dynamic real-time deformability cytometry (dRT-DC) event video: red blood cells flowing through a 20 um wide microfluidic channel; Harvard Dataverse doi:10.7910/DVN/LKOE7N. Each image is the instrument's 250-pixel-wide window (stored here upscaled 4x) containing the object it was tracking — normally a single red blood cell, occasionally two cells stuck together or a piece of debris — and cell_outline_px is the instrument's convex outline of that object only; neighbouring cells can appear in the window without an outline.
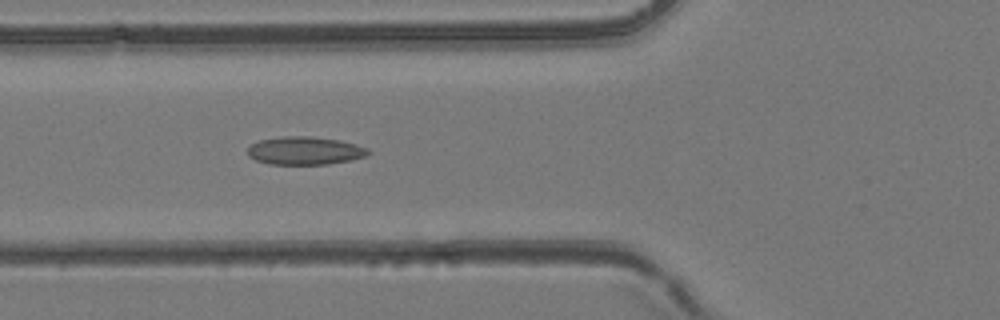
{"species": "common noctule bat (a hibernating species)", "species_latin": "Nyctalus noctula", "temperature_condition": "room temperature", "stored_images_in_passage": 47, "camera_frame_rate_fps": 3000, "um_per_image_px": 0.085, "animal": {"sex": "female", "body_mass_g": 24.6, "forearm_length_mm": 56.2}, "frame": {"image": 1, "passage_image": 17, "time_ms": 5.333, "image_size_px": [1000, 320], "cell_outline_px": [[372, 152], [368, 156], [328, 164], [268, 164], [256, 160], [248, 156], [248, 148], [252, 144], [260, 140], [284, 136], [312, 136], [340, 140], [356, 144], [368, 148]], "centroid_in_image_um": [25.94, 12.8], "position_along_channel_um": 99.9, "area_um2": 19.77}}
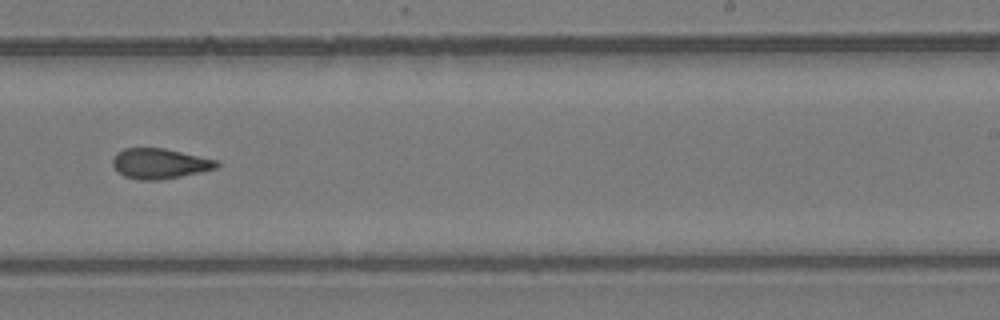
{"frame": {"image": 2, "passage_image": 29, "time_ms": 9.333, "image_size_px": [1000, 320], "cell_outline_px": [[220, 164], [216, 168], [200, 172], [180, 176], [156, 180], [140, 180], [124, 176], [112, 164], [112, 160], [116, 152], [124, 148], [164, 148], [216, 160]], "centroid_in_image_um": [13.55, 13.89], "position_along_channel_um": 275.5, "area_um2": 18.09}}
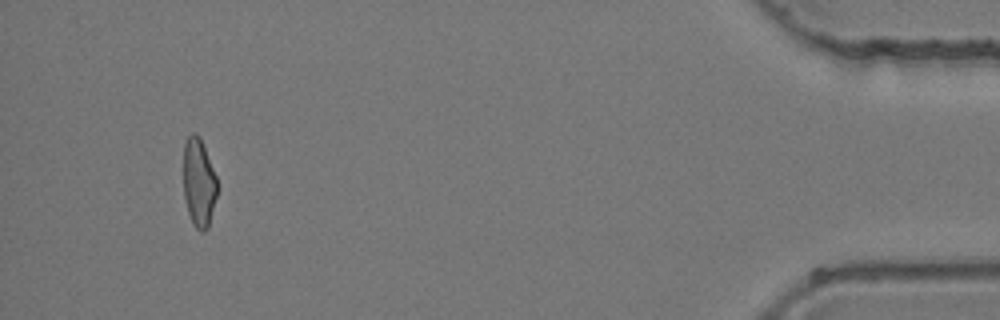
{"frame": {"image": 3, "passage_image": 44, "time_ms": 14.333, "image_size_px": [1000, 320], "cell_outline_px": [[216, 196], [208, 228], [204, 232], [200, 232], [196, 228], [188, 212], [184, 196], [184, 144], [188, 136], [192, 132], [196, 132], [200, 136], [216, 176]], "centroid_in_image_um": [16.89, 15.5], "position_along_channel_um": 418.3, "area_um2": 17.22}}